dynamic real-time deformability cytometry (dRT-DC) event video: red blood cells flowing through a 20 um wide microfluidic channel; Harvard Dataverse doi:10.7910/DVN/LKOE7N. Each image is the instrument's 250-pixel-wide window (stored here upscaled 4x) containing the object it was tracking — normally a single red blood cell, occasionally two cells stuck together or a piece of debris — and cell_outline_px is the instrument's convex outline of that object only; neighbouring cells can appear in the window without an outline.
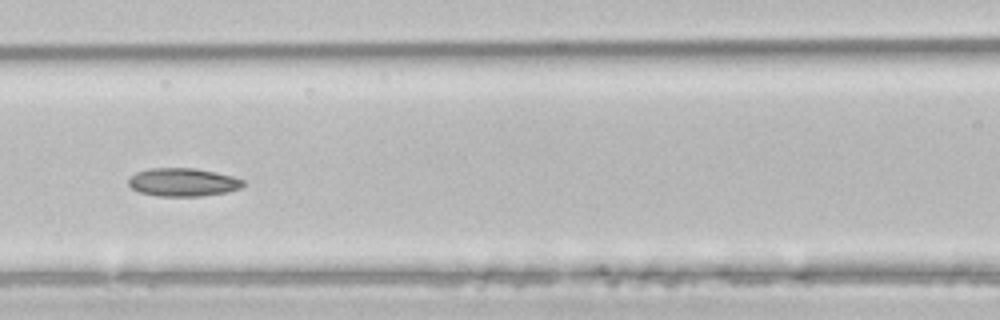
{"species": "common noctule bat (a hibernating species)", "species_latin": "Nyctalus noctula", "temperature_condition": "room temperature", "stored_images_in_passage": 26, "camera_frame_rate_fps": 3000, "um_per_image_px": 0.085, "animal": {"sex": "male", "body_mass_g": 21.5, "forearm_length_mm": 52.0}, "frame": {"image": 1, "passage_image": 12, "time_ms": 3.667, "image_size_px": [1000, 320], "cell_outline_px": [[244, 184], [240, 188], [228, 192], [200, 196], [156, 196], [140, 192], [132, 188], [128, 184], [128, 180], [136, 172], [152, 168], [196, 168], [232, 176], [244, 180]], "centroid_in_image_um": [15.55, 15.49], "position_along_channel_um": 151.0, "area_um2": 18.79}}
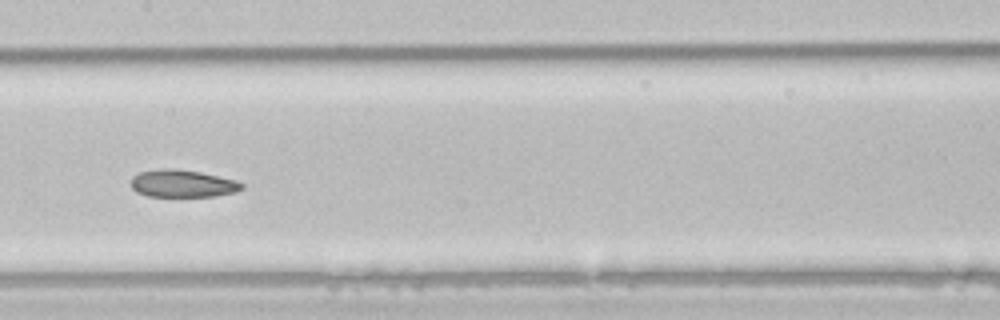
{"frame": {"image": 2, "passage_image": 15, "time_ms": 4.667, "image_size_px": [1000, 320], "cell_outline_px": [[244, 188], [236, 192], [216, 196], [148, 196], [136, 192], [132, 188], [132, 176], [140, 172], [164, 168], [200, 172], [236, 180], [244, 184]], "centroid_in_image_um": [15.54, 15.61], "position_along_channel_um": 191.9, "area_um2": 17.57}}